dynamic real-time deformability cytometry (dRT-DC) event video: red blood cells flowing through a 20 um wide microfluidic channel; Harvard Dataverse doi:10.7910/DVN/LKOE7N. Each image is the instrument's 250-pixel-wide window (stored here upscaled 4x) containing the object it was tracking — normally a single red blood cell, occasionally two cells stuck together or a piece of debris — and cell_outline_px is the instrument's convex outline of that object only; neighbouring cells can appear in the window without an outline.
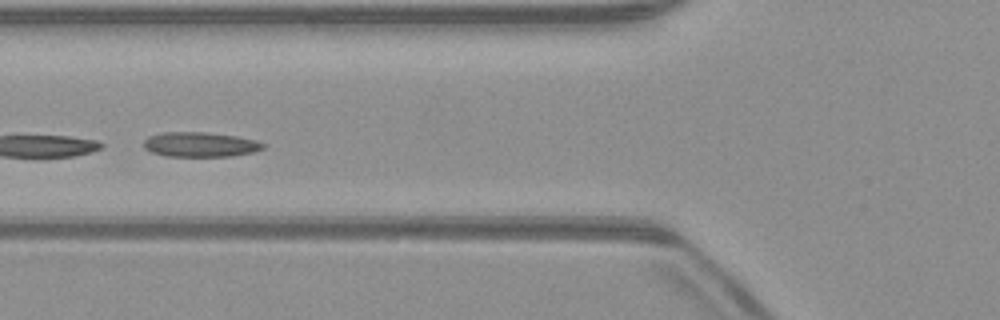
{"species": "common noctule bat (a hibernating species)", "species_latin": "Nyctalus noctula", "temperature_condition": "warm", "stored_images_in_passage": 27, "camera_frame_rate_fps": 3000, "um_per_image_px": 0.085, "animal": {"sex": "male", "body_mass_g": 23.1, "forearm_length_mm": 52.7}, "frame": {"image": 1, "passage_image": 20, "time_ms": 6.333, "image_size_px": [1000, 320], "cell_outline_px": [[264, 148], [252, 152], [232, 156], [164, 156], [152, 152], [144, 148], [144, 140], [148, 136], [160, 132], [204, 132], [236, 136], [256, 140], [264, 144]], "centroid_in_image_um": [16.98, 12.28], "position_along_channel_um": 108.8, "area_um2": 17.22}}